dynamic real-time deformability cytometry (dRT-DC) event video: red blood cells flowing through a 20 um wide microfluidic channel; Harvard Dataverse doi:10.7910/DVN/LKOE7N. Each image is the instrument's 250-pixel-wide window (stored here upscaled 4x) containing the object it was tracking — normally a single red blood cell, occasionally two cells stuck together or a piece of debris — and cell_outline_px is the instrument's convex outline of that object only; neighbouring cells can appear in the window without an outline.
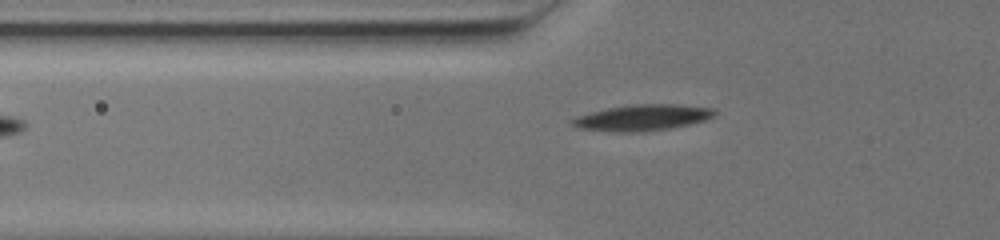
{"species": "common noctule bat (a hibernating species)", "species_latin": "Nyctalus noctula", "temperature_condition": "warm", "stored_images_in_passage": 39, "camera_frame_rate_fps": 3000, "um_per_image_px": 0.085, "animal": {"sex": "female", "body_mass_g": 19.5, "forearm_length_mm": 54.1}, "frame": {"image": 1, "passage_image": 3, "time_ms": 0.667, "image_size_px": [1000, 240], "cell_outline_px": [[716, 112], [712, 116], [704, 120], [688, 124], [668, 128], [644, 132], [620, 132], [580, 128], [572, 124], [572, 120], [576, 116], [608, 108], [636, 104], [676, 104], [716, 108]], "centroid_in_image_um": [54.64, 9.99], "position_along_channel_um": 71.2, "area_um2": 21.27}}
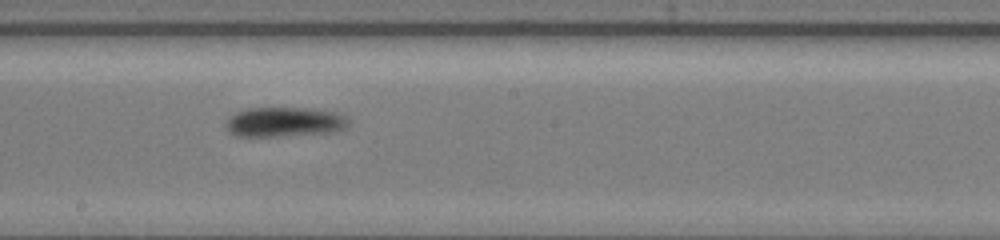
{"frame": {"image": 2, "passage_image": 20, "time_ms": 6.333, "image_size_px": [1000, 240], "cell_outline_px": [[348, 124], [344, 128], [332, 132], [276, 136], [236, 136], [224, 124], [236, 112], [248, 108], [308, 108], [332, 112], [348, 120]], "centroid_in_image_um": [24.13, 10.37], "position_along_channel_um": 224.1, "area_um2": 20.63}}
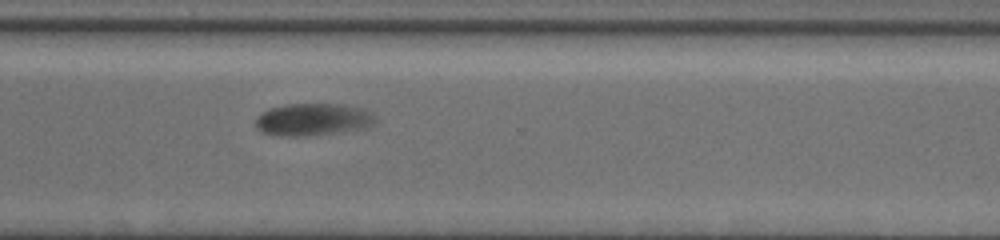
{"frame": {"image": 3, "passage_image": 33, "time_ms": 10.667, "image_size_px": [1000, 240], "cell_outline_px": [[376, 124], [364, 128], [312, 136], [280, 136], [260, 132], [256, 128], [256, 116], [260, 112], [272, 108], [288, 104], [344, 104], [368, 108]], "centroid_in_image_um": [26.59, 10.16], "position_along_channel_um": 344.0, "area_um2": 22.83}}